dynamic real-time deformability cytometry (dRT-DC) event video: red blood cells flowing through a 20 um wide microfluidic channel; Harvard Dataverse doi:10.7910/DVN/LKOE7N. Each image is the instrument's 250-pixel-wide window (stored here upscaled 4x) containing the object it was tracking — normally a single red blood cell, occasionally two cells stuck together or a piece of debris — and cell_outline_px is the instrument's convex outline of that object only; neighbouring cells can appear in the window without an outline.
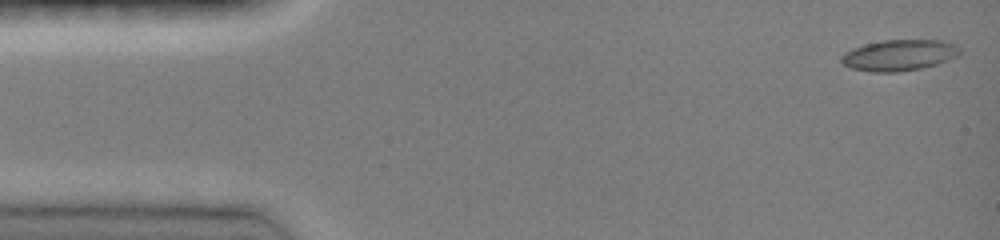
{"species": "common noctule bat (a hibernating species)", "species_latin": "Nyctalus noctula", "temperature_condition": "room temperature", "stored_images_in_passage": 48, "camera_frame_rate_fps": 3000, "um_per_image_px": 0.085, "animal": {"sex": "female", "body_mass_g": 19.0, "forearm_length_mm": 51.5}, "frame": {"image": 1, "passage_image": 1, "time_ms": 0.0, "image_size_px": [1000, 240], "cell_outline_px": [[960, 52], [956, 56], [936, 64], [920, 68], [896, 72], [872, 72], [852, 68], [844, 64], [840, 60], [840, 56], [844, 52], [852, 48], [864, 44], [884, 40], [944, 40], [960, 48]], "centroid_in_image_um": [76.38, 4.68], "position_along_channel_um": 8.6, "area_um2": 21.27}}
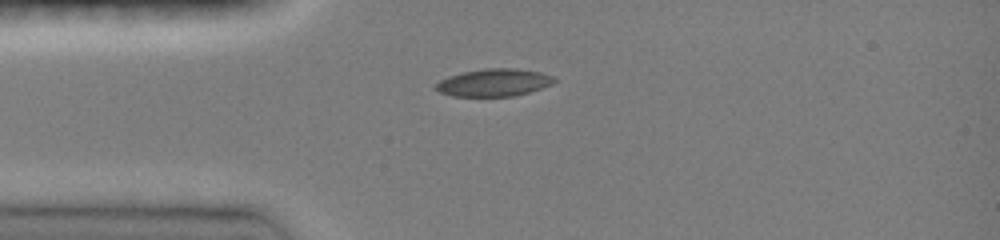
{"frame": {"image": 2, "passage_image": 14, "time_ms": 3.333, "image_size_px": [1000, 240], "cell_outline_px": [[556, 80], [552, 84], [528, 92], [512, 96], [452, 96], [440, 92], [436, 88], [436, 84], [440, 80], [448, 76], [464, 72], [484, 68], [516, 68], [540, 72], [552, 76]], "centroid_in_image_um": [41.98, 7.01], "position_along_channel_um": 43.0, "area_um2": 18.79}}
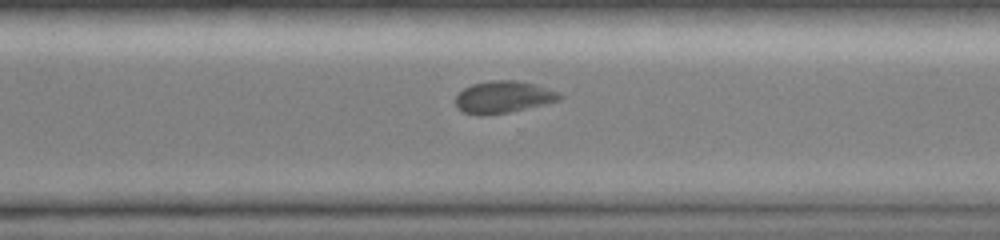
{"frame": {"image": 3, "passage_image": 44, "time_ms": 10.667, "image_size_px": [1000, 240], "cell_outline_px": [[564, 96], [560, 100], [544, 104], [508, 112], [484, 116], [476, 116], [464, 112], [456, 108], [456, 96], [464, 88], [472, 84], [492, 80], [520, 80], [556, 92]], "centroid_in_image_um": [42.73, 8.26], "position_along_channel_um": 327.9, "area_um2": 19.31}}